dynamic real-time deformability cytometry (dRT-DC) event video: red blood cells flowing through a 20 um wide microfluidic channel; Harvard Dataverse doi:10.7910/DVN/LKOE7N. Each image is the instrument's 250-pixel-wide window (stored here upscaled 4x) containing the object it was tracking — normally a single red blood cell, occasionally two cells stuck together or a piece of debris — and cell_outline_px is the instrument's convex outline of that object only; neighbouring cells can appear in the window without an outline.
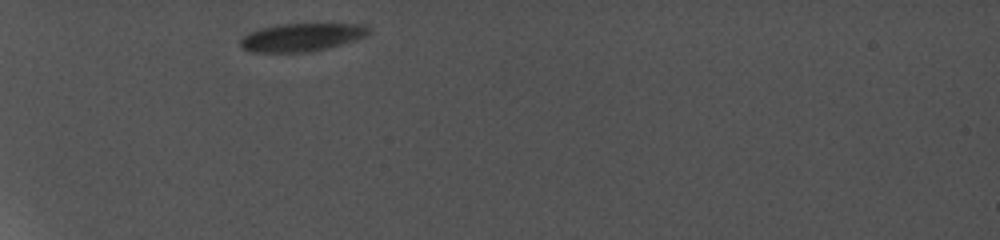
{"species": "common noctule bat (a hibernating species)", "species_latin": "Nyctalus noctula", "temperature_condition": "cold", "stored_images_in_passage": 3, "camera_frame_rate_fps": 5000, "um_per_image_px": 0.085, "animal": {"sex": "female", "body_mass_g": 19.0, "forearm_length_mm": 56.7}, "frame": {"image": 1, "passage_image": 1, "time_ms": 0.0, "image_size_px": [1000, 240], "cell_outline_px": [[372, 32], [368, 36], [356, 40], [328, 48], [312, 52], [252, 52], [240, 48], [240, 40], [248, 32], [260, 28], [280, 24], [364, 24], [372, 28]], "centroid_in_image_um": [25.68, 3.17], "position_along_channel_um": 59.3, "area_um2": 21.33}}
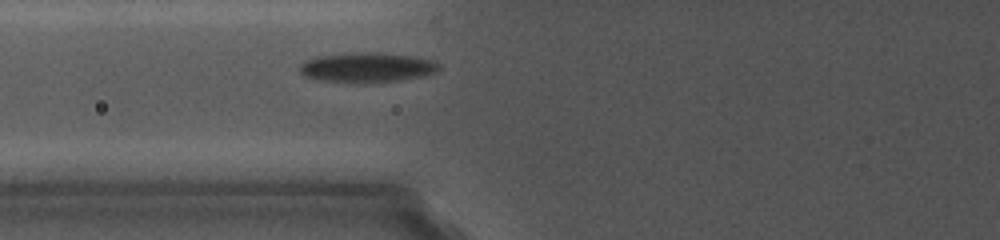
{"frame": {"image": 2, "passage_image": 3, "time_ms": 1.8, "image_size_px": [1000, 240], "cell_outline_px": [[440, 68], [436, 72], [420, 76], [396, 80], [320, 80], [304, 76], [300, 72], [300, 64], [304, 60], [316, 56], [344, 52], [372, 52], [416, 56], [436, 60], [440, 64]], "centroid_in_image_um": [31.2, 5.66], "position_along_channel_um": 94.6, "area_um2": 23.58}}